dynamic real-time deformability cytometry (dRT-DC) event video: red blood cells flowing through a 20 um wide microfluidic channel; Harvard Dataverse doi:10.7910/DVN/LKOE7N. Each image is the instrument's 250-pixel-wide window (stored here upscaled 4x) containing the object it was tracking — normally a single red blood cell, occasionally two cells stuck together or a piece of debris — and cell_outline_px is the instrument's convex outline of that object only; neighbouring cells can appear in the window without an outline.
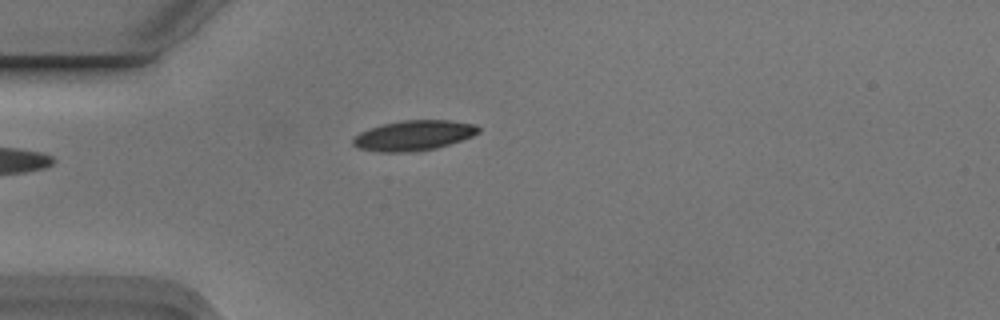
{"species": "Egyptian fruit bat (a non-hibernating species)", "species_latin": "Rousettus aegyptiacus", "temperature_condition": "cold", "stored_images_in_passage": 2, "camera_frame_rate_fps": 3000, "um_per_image_px": 0.085, "animal": {"sex": "male"}, "frame": {"image": 1, "passage_image": 1, "time_ms": 0.0, "image_size_px": [1000, 320], "cell_outline_px": [[480, 132], [472, 136], [436, 148], [416, 152], [380, 152], [360, 148], [352, 144], [352, 140], [360, 132], [384, 124], [404, 120], [448, 120], [476, 124], [480, 128]], "centroid_in_image_um": [35.19, 11.52], "position_along_channel_um": 49.8, "area_um2": 21.85}}